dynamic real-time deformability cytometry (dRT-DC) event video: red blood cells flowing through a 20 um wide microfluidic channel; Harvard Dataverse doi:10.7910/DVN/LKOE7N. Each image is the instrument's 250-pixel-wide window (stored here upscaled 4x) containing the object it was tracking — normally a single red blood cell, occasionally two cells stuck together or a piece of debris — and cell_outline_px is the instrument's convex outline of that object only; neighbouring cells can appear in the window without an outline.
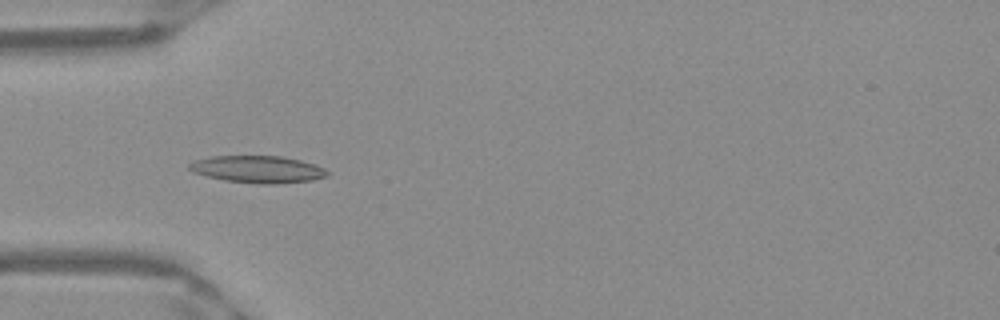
{"species": "Egyptian fruit bat (a non-hibernating species)", "species_latin": "Rousettus aegyptiacus", "temperature_condition": "warm", "stored_images_in_passage": 12, "camera_frame_rate_fps": 3000, "um_per_image_px": 0.085, "frame": {"image": 1, "passage_image": 3, "time_ms": 0.667, "image_size_px": [1000, 320], "cell_outline_px": [[328, 176], [312, 180], [272, 184], [260, 184], [224, 180], [192, 172], [188, 168], [188, 164], [196, 160], [212, 156], [280, 156], [300, 160], [324, 168], [328, 172]], "centroid_in_image_um": [21.89, 14.39], "position_along_channel_um": 63.1, "area_um2": 21.62}}
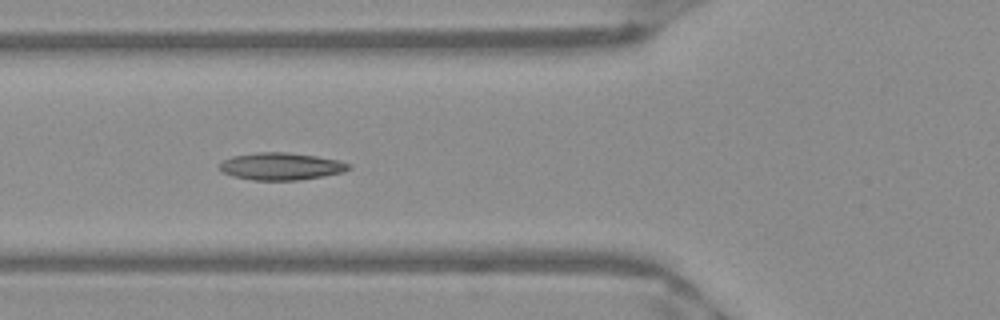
{"frame": {"image": 2, "passage_image": 6, "time_ms": 1.667, "image_size_px": [1000, 320], "cell_outline_px": [[352, 168], [344, 172], [296, 180], [252, 180], [232, 176], [220, 172], [220, 164], [224, 160], [232, 156], [256, 152], [288, 152], [316, 156], [340, 160], [352, 164]], "centroid_in_image_um": [23.9, 14.13], "position_along_channel_um": 101.9, "area_um2": 20.63}}
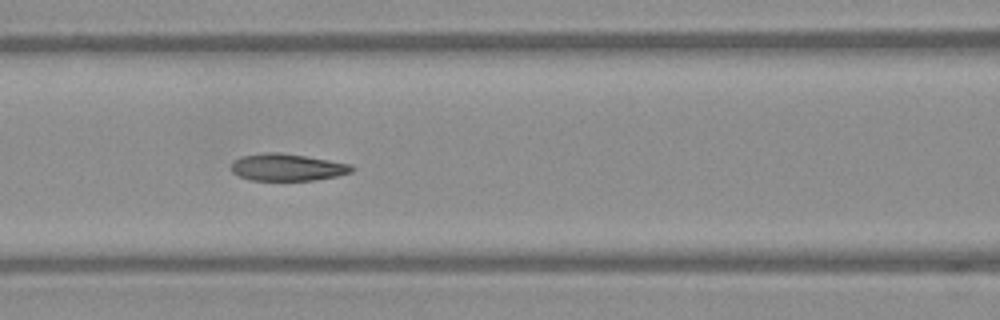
{"frame": {"image": 3, "passage_image": 9, "time_ms": 2.667, "image_size_px": [1000, 320], "cell_outline_px": [[356, 168], [352, 172], [336, 176], [316, 180], [252, 180], [240, 176], [232, 172], [232, 160], [240, 156], [268, 152], [280, 152], [352, 164]], "centroid_in_image_um": [24.43, 14.21], "position_along_channel_um": 142.2, "area_um2": 19.02}}